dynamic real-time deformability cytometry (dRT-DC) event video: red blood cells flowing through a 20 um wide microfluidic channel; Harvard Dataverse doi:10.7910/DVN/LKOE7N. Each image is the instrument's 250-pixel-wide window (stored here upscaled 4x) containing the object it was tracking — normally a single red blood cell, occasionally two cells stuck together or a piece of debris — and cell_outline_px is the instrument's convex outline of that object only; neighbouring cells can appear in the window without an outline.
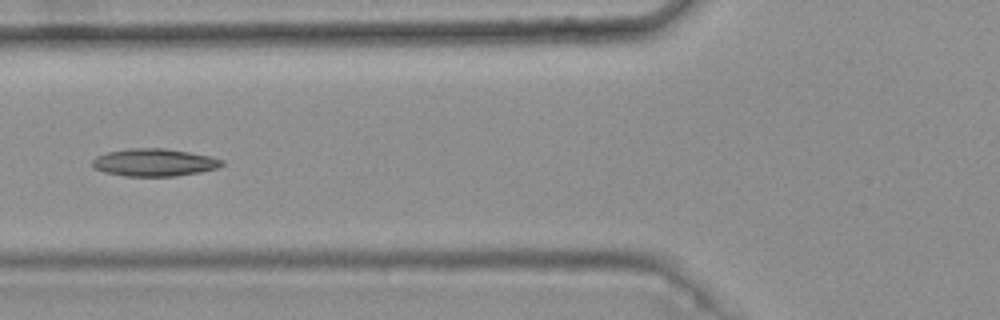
{"species": "common noctule bat (a hibernating species)", "species_latin": "Nyctalus noctula", "temperature_condition": "warm", "stored_images_in_passage": 8, "camera_frame_rate_fps": 3000, "um_per_image_px": 0.085, "animal": {"sex": "female", "body_mass_g": 25.1}, "frame": {"image": 1, "passage_image": 4, "time_ms": 1.0, "image_size_px": [1000, 320], "cell_outline_px": [[224, 164], [216, 168], [200, 172], [176, 176], [124, 176], [104, 172], [96, 168], [92, 164], [92, 160], [96, 156], [108, 152], [132, 148], [164, 148], [212, 156], [224, 160]], "centroid_in_image_um": [13.13, 13.81], "position_along_channel_um": 112.7, "area_um2": 20.75}}
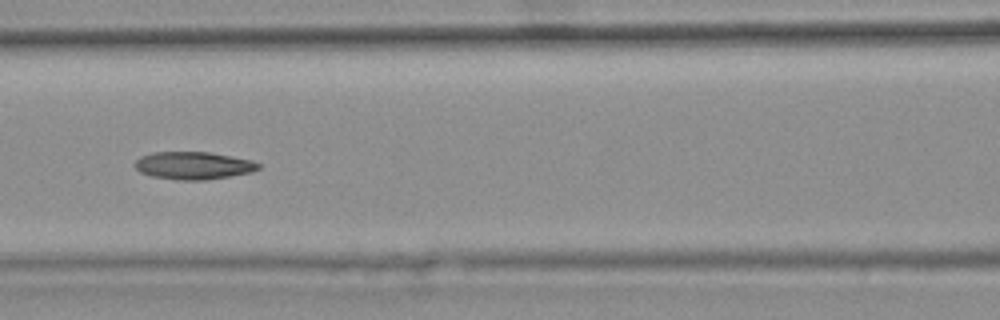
{"frame": {"image": 2, "passage_image": 5, "time_ms": 1.333, "image_size_px": [1000, 320], "cell_outline_px": [[260, 168], [252, 172], [204, 180], [176, 180], [152, 176], [140, 172], [132, 164], [140, 156], [152, 152], [208, 152], [252, 160], [260, 164]], "centroid_in_image_um": [16.4, 14.07], "position_along_channel_um": 150.2, "area_um2": 19.88}}
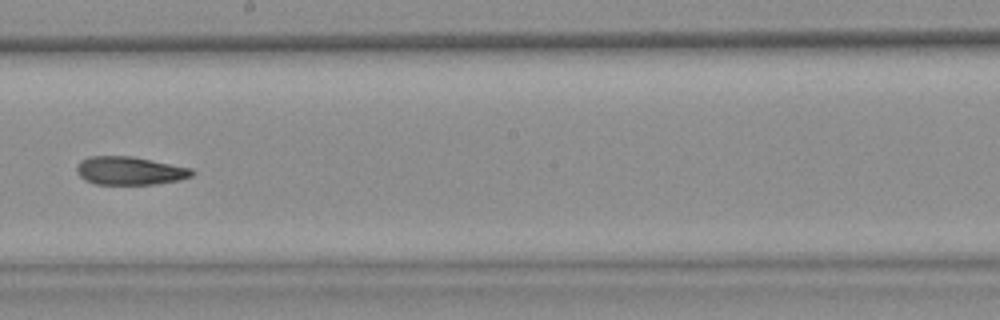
{"frame": {"image": 3, "passage_image": 7, "time_ms": 2.0, "image_size_px": [1000, 320], "cell_outline_px": [[196, 172], [192, 176], [180, 180], [156, 184], [96, 184], [84, 180], [76, 172], [76, 164], [80, 160], [88, 156], [132, 156], [192, 168]], "centroid_in_image_um": [11.02, 14.51], "position_along_channel_um": 237.2, "area_um2": 19.19}}